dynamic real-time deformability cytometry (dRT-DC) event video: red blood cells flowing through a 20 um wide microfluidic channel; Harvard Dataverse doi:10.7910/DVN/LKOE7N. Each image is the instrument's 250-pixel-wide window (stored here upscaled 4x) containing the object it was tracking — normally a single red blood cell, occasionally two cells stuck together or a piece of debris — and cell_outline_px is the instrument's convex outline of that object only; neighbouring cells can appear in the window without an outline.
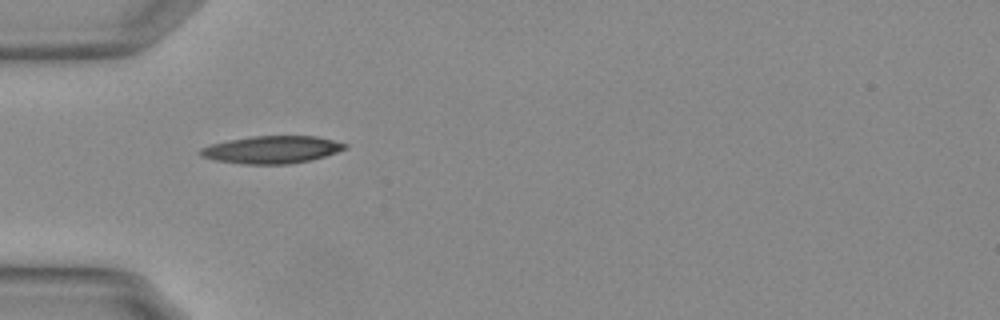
{"species": "Egyptian fruit bat (a non-hibernating species)", "species_latin": "Rousettus aegyptiacus", "temperature_condition": "warm", "stored_images_in_passage": 33, "camera_frame_rate_fps": 3000, "um_per_image_px": 0.085, "animal": {"sex": "female"}, "frame": {"image": 1, "passage_image": 1, "time_ms": 0.0, "image_size_px": [1000, 320], "cell_outline_px": [[348, 148], [324, 156], [308, 160], [288, 164], [240, 164], [216, 160], [200, 156], [196, 152], [200, 148], [208, 144], [228, 140], [252, 136], [316, 136], [348, 144]], "centroid_in_image_um": [23.04, 12.71], "position_along_channel_um": 62.0, "area_um2": 23.24}}
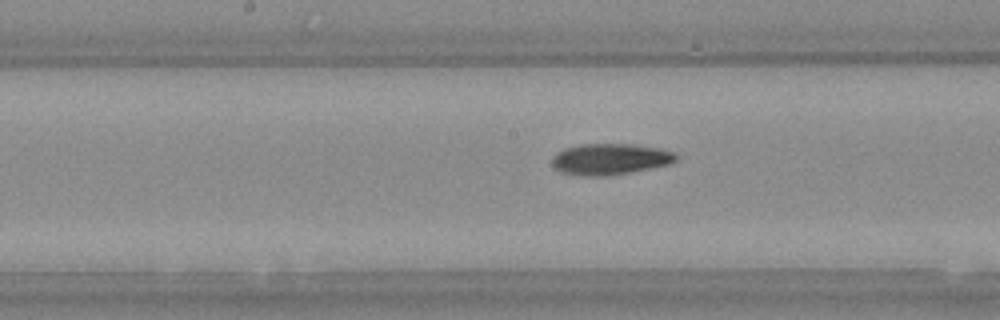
{"frame": {"image": 2, "passage_image": 12, "time_ms": 3.667, "image_size_px": [1000, 320], "cell_outline_px": [[676, 160], [672, 164], [628, 172], [600, 176], [588, 176], [560, 172], [552, 164], [552, 156], [556, 152], [564, 148], [580, 144], [632, 144], [660, 148], [676, 152]], "centroid_in_image_um": [51.86, 13.51], "position_along_channel_um": 196.3, "area_um2": 22.48}}
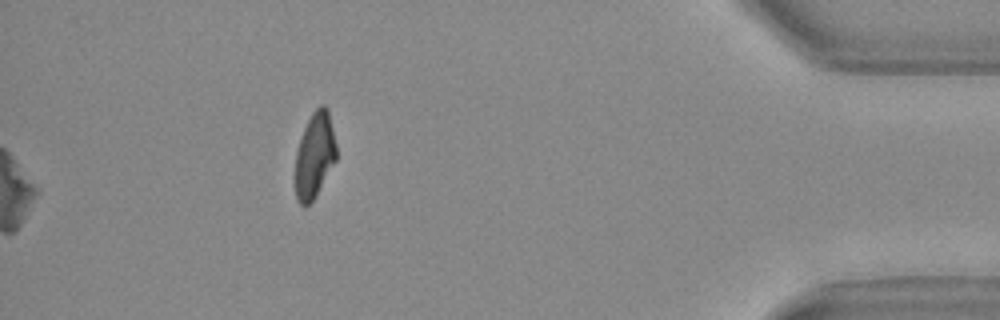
{"frame": {"image": 3, "passage_image": 33, "time_ms": 10.667, "image_size_px": [1000, 320], "cell_outline_px": [[336, 160], [316, 196], [304, 208], [296, 200], [292, 180], [296, 152], [300, 136], [312, 112], [320, 104], [324, 104], [328, 108], [336, 144]], "centroid_in_image_um": [26.69, 13.25], "position_along_channel_um": 408.5, "area_um2": 21.21}, "authors_computed_cell_mechanics": {"area_um2": 22.253, "velocity_mm_per_s": 3.7606, "shape_relaxation_time_tau1_ms": 10.1468, "shape_relaxation_time_tau2_ms": 4.6492, "deformation_change_tau1": 0.2635, "deformation_change_tau2": 0.1187}}